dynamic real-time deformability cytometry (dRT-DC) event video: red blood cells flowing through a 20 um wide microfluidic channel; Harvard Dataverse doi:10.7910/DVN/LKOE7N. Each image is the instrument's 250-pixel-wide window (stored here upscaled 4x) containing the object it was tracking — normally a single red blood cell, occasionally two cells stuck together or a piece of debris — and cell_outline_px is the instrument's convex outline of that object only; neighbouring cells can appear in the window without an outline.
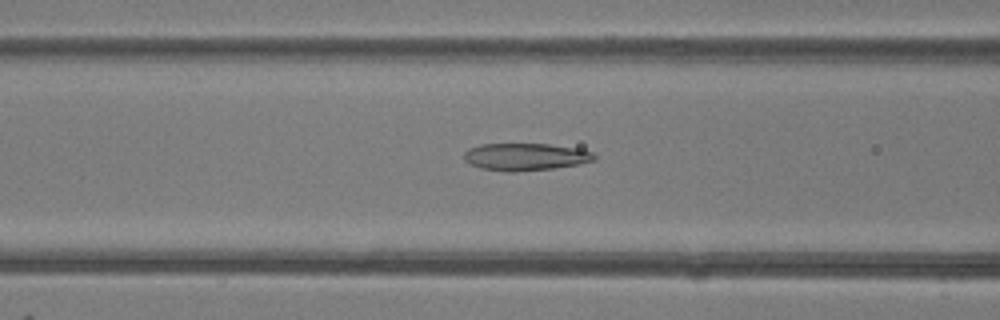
{"species": "common noctule bat (a hibernating species)", "species_latin": "Nyctalus noctula", "temperature_condition": "room temperature", "stored_images_in_passage": 43, "camera_frame_rate_fps": 3000, "um_per_image_px": 0.085, "animal": {"sex": "female"}, "frame": {"image": 1, "passage_image": 14, "time_ms": 4.333, "image_size_px": [1000, 320], "cell_outline_px": [[596, 160], [580, 164], [552, 168], [512, 172], [504, 172], [480, 168], [468, 164], [464, 160], [464, 152], [468, 148], [480, 144], [548, 144], [580, 148], [592, 152], [596, 156]], "centroid_in_image_um": [44.64, 13.33], "position_along_channel_um": 122.0, "area_um2": 20.98}}
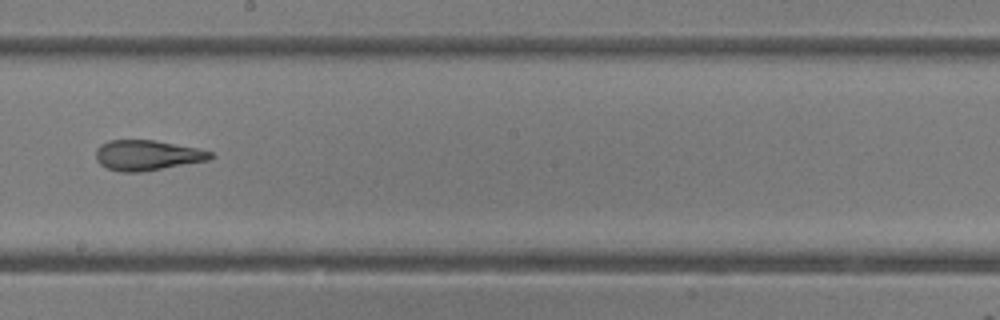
{"frame": {"image": 2, "passage_image": 22, "time_ms": 7.0, "image_size_px": [1000, 320], "cell_outline_px": [[216, 156], [208, 160], [140, 172], [120, 172], [108, 168], [100, 164], [96, 160], [96, 148], [100, 144], [108, 140], [156, 140], [196, 148], [212, 152]], "centroid_in_image_um": [12.49, 13.19], "position_along_channel_um": 235.7, "area_um2": 20.17}}
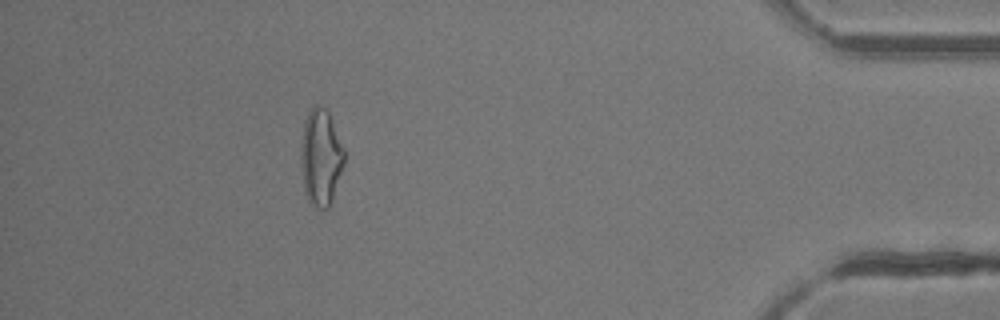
{"frame": {"image": 3, "passage_image": 38, "time_ms": 12.333, "image_size_px": [1000, 320], "cell_outline_px": [[344, 164], [332, 200], [328, 208], [316, 208], [308, 200], [304, 192], [300, 160], [300, 148], [304, 120], [308, 112], [316, 104], [324, 108], [328, 112], [344, 148]], "centroid_in_image_um": [27.25, 13.38], "position_along_channel_um": 408.0, "area_um2": 24.45}, "authors_computed_cell_mechanics": {"area_um2": 22.4264, "velocity_mm_per_s": 4.2544, "shape_relaxation_time_tau1_ms": null, "shape_relaxation_time_tau2_ms": 2.649, "deformation_change_tau1": null, "deformation_change_tau2": 0.118}}